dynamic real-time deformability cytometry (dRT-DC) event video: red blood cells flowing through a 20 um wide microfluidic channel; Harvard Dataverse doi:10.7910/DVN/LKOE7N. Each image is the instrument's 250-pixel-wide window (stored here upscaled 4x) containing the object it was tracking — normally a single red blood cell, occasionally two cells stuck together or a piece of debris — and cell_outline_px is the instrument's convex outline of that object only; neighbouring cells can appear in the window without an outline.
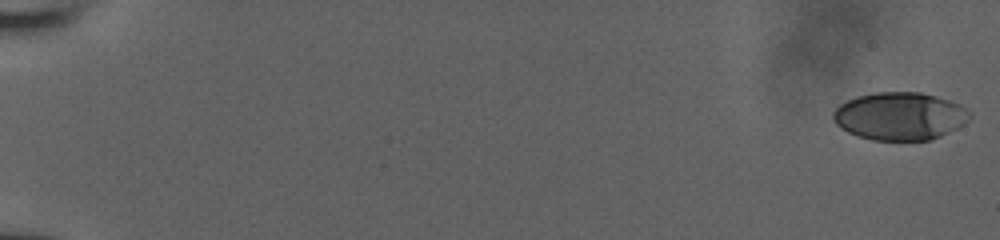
{"species": "human", "species_latin": "Homo sapiens", "temperature_condition": "room temperature", "stored_images_in_passage": 53, "camera_frame_rate_fps": 3000, "um_per_image_px": 0.085, "donor": {"sex": "male"}, "frame": {"image": 1, "passage_image": 1, "time_ms": 0.0, "image_size_px": [1000, 240], "cell_outline_px": [[968, 120], [964, 124], [940, 136], [928, 140], [872, 140], [848, 132], [840, 128], [836, 124], [832, 116], [832, 112], [840, 104], [856, 96], [876, 92], [920, 92], [936, 96], [960, 104], [968, 112]], "centroid_in_image_um": [76.44, 9.87], "position_along_channel_um": 8.6, "area_um2": 37.8}}
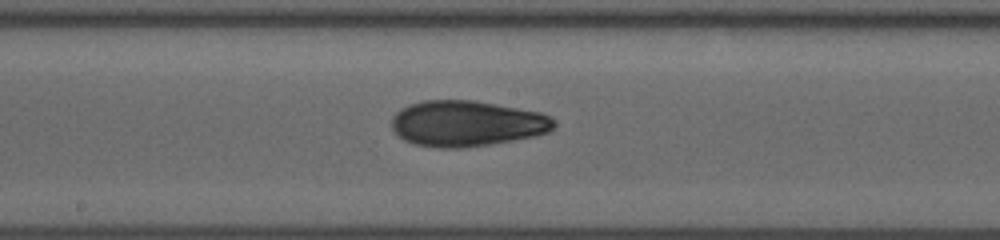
{"frame": {"image": 2, "passage_image": 31, "time_ms": 10.0, "image_size_px": [1000, 240], "cell_outline_px": [[556, 124], [548, 132], [536, 136], [488, 144], [460, 148], [440, 148], [416, 144], [404, 140], [392, 128], [392, 116], [400, 108], [408, 104], [424, 100], [472, 100], [540, 112], [548, 116]], "centroid_in_image_um": [39.64, 10.49], "position_along_channel_um": 208.6, "area_um2": 43.06}}
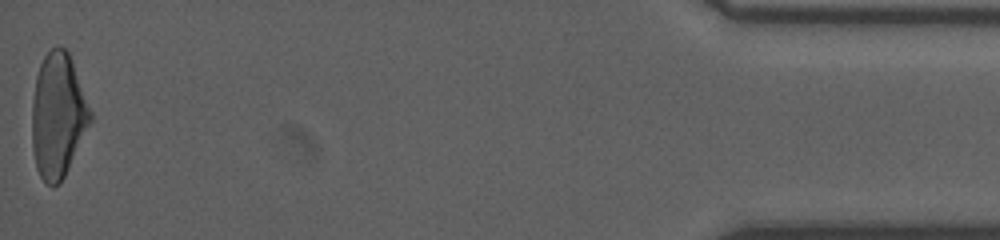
{"frame": {"image": 3, "passage_image": 53, "time_ms": 17.333, "image_size_px": [1000, 240], "cell_outline_px": [[92, 120], [60, 184], [52, 188], [40, 176], [36, 168], [32, 148], [32, 100], [36, 76], [40, 64], [44, 56], [56, 44], [64, 48], [68, 52], [92, 112]], "centroid_in_image_um": [4.91, 9.83], "position_along_channel_um": 430.3, "area_um2": 42.25}}